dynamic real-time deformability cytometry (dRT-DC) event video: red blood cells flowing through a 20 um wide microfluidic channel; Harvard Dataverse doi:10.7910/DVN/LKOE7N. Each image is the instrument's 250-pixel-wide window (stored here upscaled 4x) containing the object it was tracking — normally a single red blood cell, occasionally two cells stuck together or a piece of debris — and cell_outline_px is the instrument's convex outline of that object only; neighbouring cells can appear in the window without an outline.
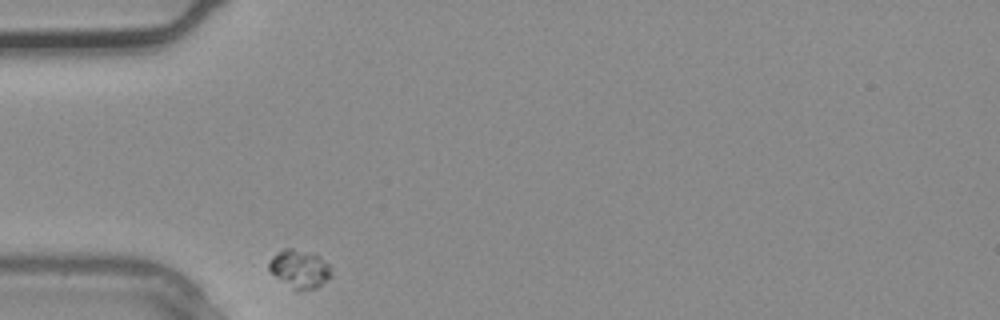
{"species": "common noctule bat (a hibernating species)", "species_latin": "Nyctalus noctula", "temperature_condition": "warm", "stored_images_in_passage": 1, "camera_frame_rate_fps": 3000, "um_per_image_px": 0.085, "animal": {"sex": "male", "body_mass_g": 20.4}, "frame": {"image": 1, "passage_image": 1, "time_ms": 0.0, "image_size_px": [1000, 320], "cell_outline_px": [[332, 276], [316, 288], [300, 292], [292, 288], [276, 276], [268, 268], [268, 264], [272, 256], [276, 252], [284, 248], [292, 248], [320, 256], [328, 264]], "centroid_in_image_um": [25.46, 22.86], "position_along_channel_um": 59.5, "area_um2": 13.76}}